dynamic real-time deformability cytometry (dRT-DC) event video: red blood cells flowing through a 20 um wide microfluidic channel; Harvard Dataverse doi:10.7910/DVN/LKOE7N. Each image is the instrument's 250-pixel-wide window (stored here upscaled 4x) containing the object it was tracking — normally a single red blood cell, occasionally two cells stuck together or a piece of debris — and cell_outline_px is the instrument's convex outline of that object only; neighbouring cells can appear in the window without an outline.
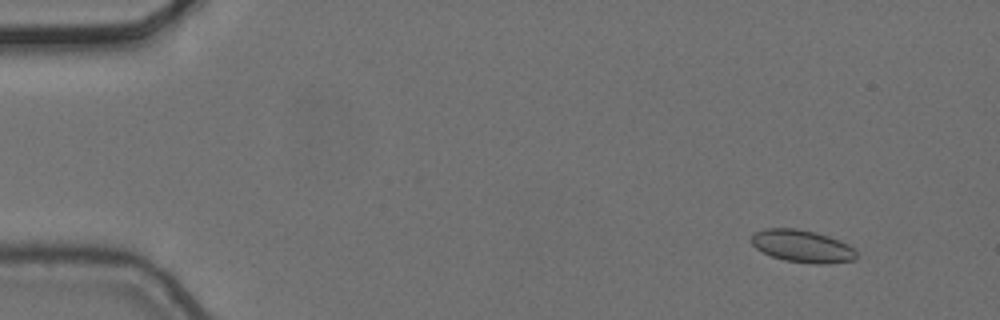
{"species": "common noctule bat (a hibernating species)", "species_latin": "Nyctalus noctula", "temperature_condition": "cold", "stored_images_in_passage": 11, "camera_frame_rate_fps": 3000, "um_per_image_px": 0.085, "animal": {"sex": "female", "body_mass_g": 24.6, "forearm_length_mm": 56.2}, "frame": {"image": 1, "passage_image": 2, "time_ms": 0.333, "image_size_px": [1000, 320], "cell_outline_px": [[856, 260], [828, 264], [816, 264], [784, 260], [772, 256], [756, 248], [752, 244], [752, 236], [756, 232], [764, 228], [796, 228], [816, 232], [828, 236], [848, 244], [856, 252]], "centroid_in_image_um": [68.21, 20.92], "position_along_channel_um": 16.8, "area_um2": 19.77}}
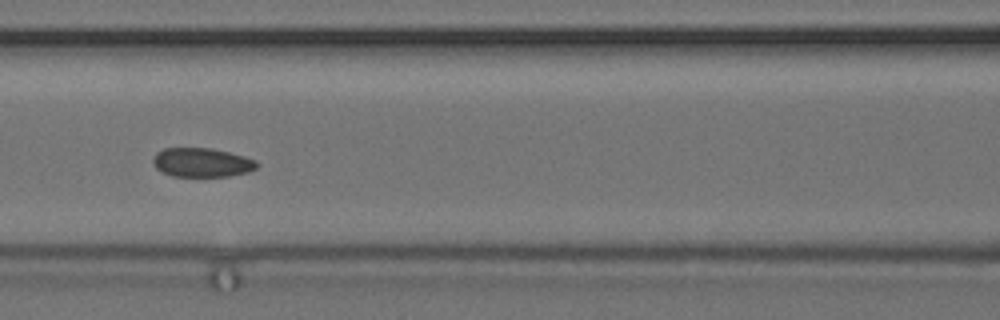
{"frame": {"image": 2, "passage_image": 7, "time_ms": 2.0, "image_size_px": [1000, 320], "cell_outline_px": [[260, 164], [256, 168], [248, 172], [228, 176], [172, 176], [156, 168], [152, 164], [152, 160], [156, 152], [164, 148], [212, 148], [244, 156], [256, 160]], "centroid_in_image_um": [17.16, 13.8], "position_along_channel_um": 149.4, "area_um2": 17.63}}
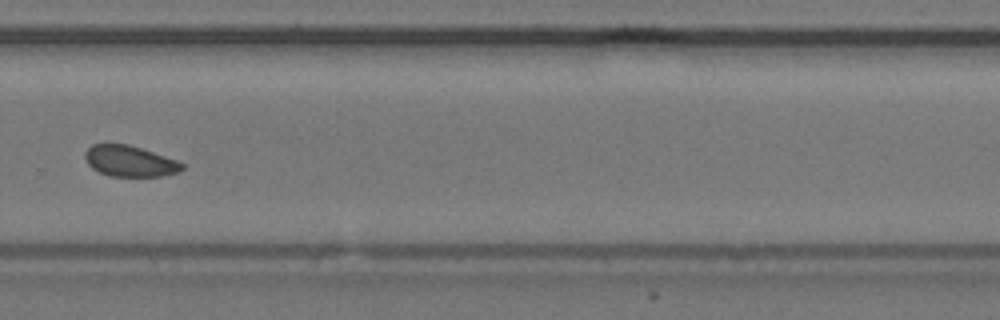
{"frame": {"image": 3, "passage_image": 11, "time_ms": 3.333, "image_size_px": [1000, 320], "cell_outline_px": [[184, 168], [180, 172], [160, 176], [108, 176], [92, 168], [88, 164], [84, 156], [84, 152], [92, 144], [128, 144], [176, 160], [184, 164]], "centroid_in_image_um": [11.01, 13.7], "position_along_channel_um": 318.8, "area_um2": 17.4}}